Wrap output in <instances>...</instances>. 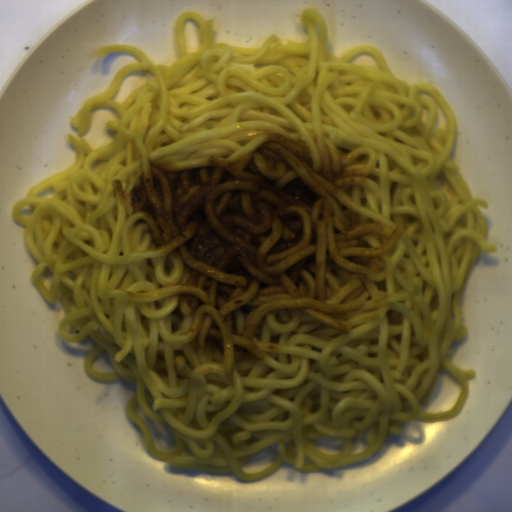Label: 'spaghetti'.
I'll return each mask as SVG.
<instances>
[{"label":"spaghetti","instance_id":"spaghetti-1","mask_svg":"<svg viewBox=\"0 0 512 512\" xmlns=\"http://www.w3.org/2000/svg\"><path fill=\"white\" fill-rule=\"evenodd\" d=\"M200 28L197 52L186 49L184 25ZM302 42L271 34L259 47L214 44V19L185 11L174 32L181 57L156 66L132 45L104 46L133 54L102 93L90 97L70 121L80 134L95 108H110L117 133L92 149L67 134L76 161L33 188L11 209L24 226V245L35 260L31 281L46 303L63 300L58 335L67 343L90 336L86 372L109 383H135L126 412L143 431L148 450L177 470L233 473L258 481L288 463L318 471L361 463L412 420L460 416L472 370L458 368L449 349L467 337L462 300L488 241L483 210L454 159L456 120L432 85L395 76L375 46L350 48L331 58L322 13L305 10ZM372 55L378 67L354 65L355 53ZM154 74L124 103L110 101L127 74ZM432 93L447 116L434 129ZM269 132L295 136L312 152L313 169L347 160L353 184L337 200V212L360 214L380 229L381 265L349 310L341 333L298 314L261 318L260 362L228 364L196 348L185 301L176 282L182 272L169 252L153 245L129 190L149 163L180 168L208 158H242ZM126 194L121 199L114 179ZM52 197L36 196L48 187ZM35 207L21 216L25 205ZM53 274L49 289L38 274ZM107 350L113 372L92 359ZM461 381L451 412H422L437 376ZM167 422L173 450L153 447L148 424L133 411ZM367 435L366 449L351 454L349 440ZM341 439L338 454L319 452L312 440ZM278 442L273 463L248 473L241 465Z\"/></svg>","mask_w":512,"mask_h":512}]
</instances>
